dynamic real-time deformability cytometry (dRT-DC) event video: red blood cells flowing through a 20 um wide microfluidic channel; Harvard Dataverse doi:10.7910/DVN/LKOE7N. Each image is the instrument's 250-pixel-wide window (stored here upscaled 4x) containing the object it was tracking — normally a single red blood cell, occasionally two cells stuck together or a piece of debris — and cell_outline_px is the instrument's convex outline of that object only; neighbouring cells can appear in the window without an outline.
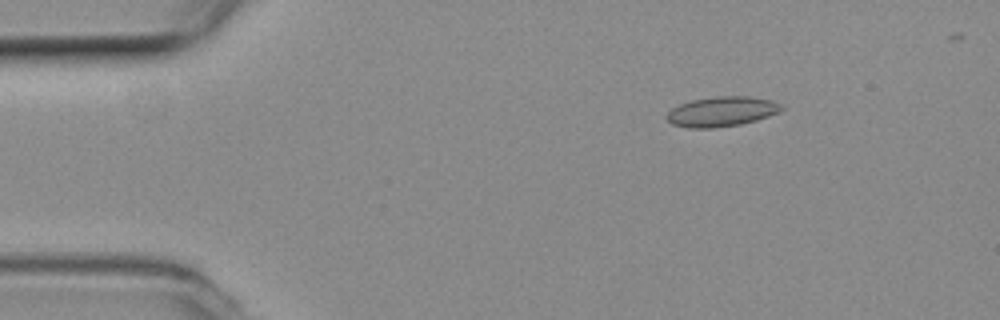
{"species": "common noctule bat (a hibernating species)", "species_latin": "Nyctalus noctula", "temperature_condition": "room temperature", "stored_images_in_passage": 55, "camera_frame_rate_fps": 3000, "um_per_image_px": 0.085, "animal": {"sex": "female", "body_mass_g": 19.3, "forearm_length_mm": 54.1}, "frame": {"image": 1, "passage_image": 8, "time_ms": 2.333, "image_size_px": [1000, 320], "cell_outline_px": [[784, 108], [768, 116], [756, 120], [740, 124], [716, 128], [688, 128], [672, 124], [664, 116], [672, 108], [680, 104], [692, 100], [720, 96], [748, 96], [772, 100], [780, 104]], "centroid_in_image_um": [61.31, 9.49], "position_along_channel_um": 23.7, "area_um2": 19.88}}
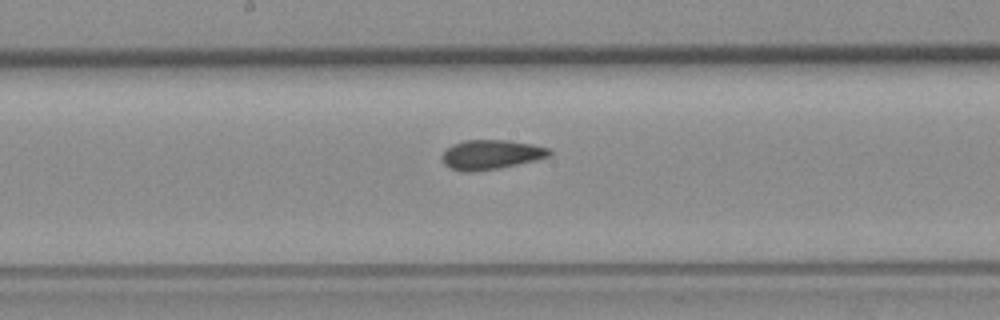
{"frame": {"image": 2, "passage_image": 28, "time_ms": 9.0, "image_size_px": [1000, 320], "cell_outline_px": [[552, 152], [548, 156], [536, 160], [496, 168], [472, 172], [460, 172], [448, 168], [444, 164], [444, 152], [452, 144], [464, 140], [508, 140], [532, 144], [548, 148]], "centroid_in_image_um": [41.71, 13.14], "position_along_channel_um": 206.5, "area_um2": 18.26}}
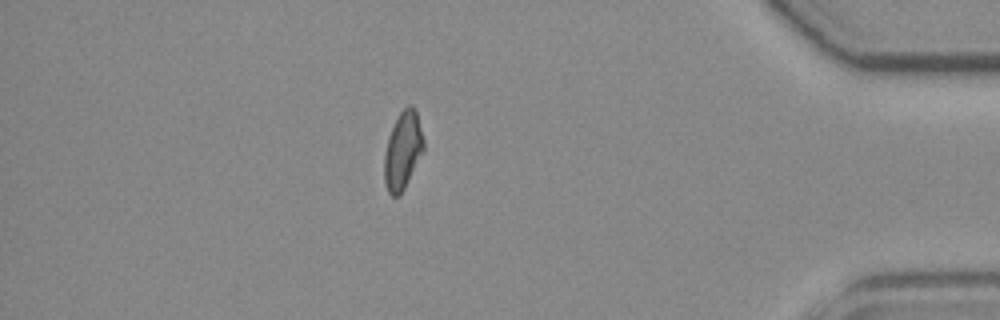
{"frame": {"image": 3, "passage_image": 47, "time_ms": 15.333, "image_size_px": [1000, 320], "cell_outline_px": [[424, 148], [404, 188], [396, 196], [392, 196], [388, 192], [384, 180], [384, 156], [388, 136], [400, 112], [408, 104], [412, 104], [416, 108], [424, 140]], "centroid_in_image_um": [34.23, 12.74], "position_along_channel_um": 401.0, "area_um2": 17.57}, "authors_computed_cell_mechanics": {"area_um2": 18.4382, "velocity_mm_per_s": 3.7838, "shape_relaxation_time_tau1_ms": null, "shape_relaxation_time_tau2_ms": 2.0455, "deformation_change_tau1": null, "deformation_change_tau2": 0.0739}}